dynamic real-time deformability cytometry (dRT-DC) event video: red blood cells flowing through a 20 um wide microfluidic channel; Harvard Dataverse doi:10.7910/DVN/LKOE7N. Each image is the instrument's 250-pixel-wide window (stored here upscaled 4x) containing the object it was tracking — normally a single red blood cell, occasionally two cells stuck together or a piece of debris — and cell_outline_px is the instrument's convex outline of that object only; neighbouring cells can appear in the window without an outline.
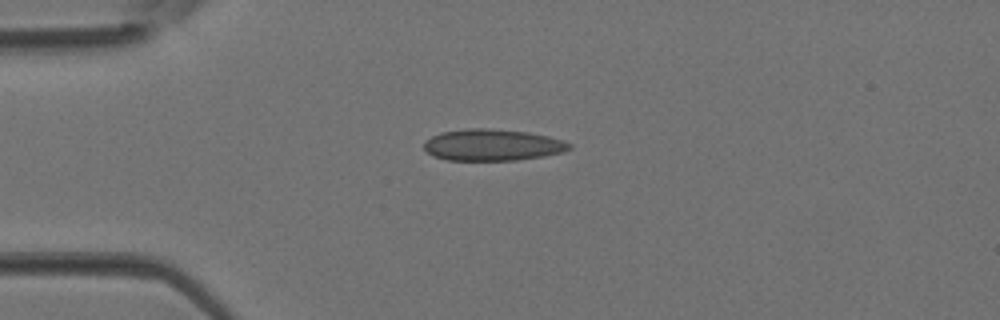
{"species": "Egyptian fruit bat (a non-hibernating species)", "species_latin": "Rousettus aegyptiacus", "temperature_condition": "room temperature", "stored_images_in_passage": 4, "camera_frame_rate_fps": 3000, "um_per_image_px": 0.085, "animal": {"sex": "female"}, "frame": {"image": 1, "passage_image": 4, "time_ms": 1.0, "image_size_px": [1000, 320], "cell_outline_px": [[572, 148], [564, 152], [544, 156], [516, 160], [448, 160], [432, 156], [424, 148], [424, 140], [440, 132], [464, 128], [488, 128], [528, 132], [548, 136], [564, 140], [572, 144]], "centroid_in_image_um": [41.86, 12.31], "position_along_channel_um": 43.1, "area_um2": 26.99}}